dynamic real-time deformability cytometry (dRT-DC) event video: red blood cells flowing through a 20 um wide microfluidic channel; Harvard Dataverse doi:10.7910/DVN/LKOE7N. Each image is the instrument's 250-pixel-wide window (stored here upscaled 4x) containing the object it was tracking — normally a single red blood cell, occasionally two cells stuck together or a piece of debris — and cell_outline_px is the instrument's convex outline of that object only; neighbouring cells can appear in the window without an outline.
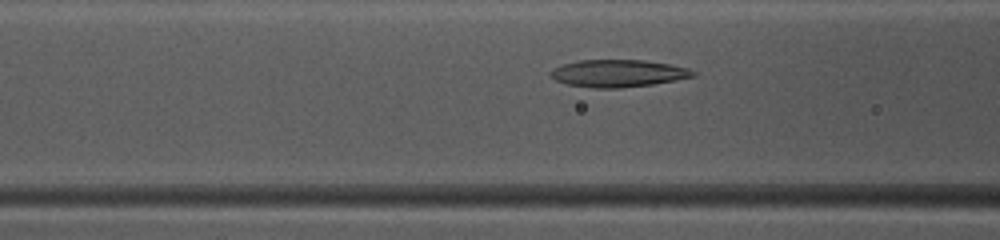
{"species": "common noctule bat (a hibernating species)", "species_latin": "Nyctalus noctula", "temperature_condition": "warm", "stored_images_in_passage": 42, "camera_frame_rate_fps": 3000, "um_per_image_px": 0.085, "animal": {"sex": "female", "body_mass_g": 10.0, "forearm_length_mm": 53.1}, "frame": {"image": 1, "passage_image": 20, "time_ms": 6.333, "image_size_px": [1000, 240], "cell_outline_px": [[696, 76], [652, 84], [620, 88], [592, 88], [568, 84], [556, 80], [548, 76], [552, 68], [576, 60], [644, 60], [668, 64], [688, 68], [696, 72]], "centroid_in_image_um": [52.5, 6.23], "position_along_channel_um": 114.1, "area_um2": 22.66}}
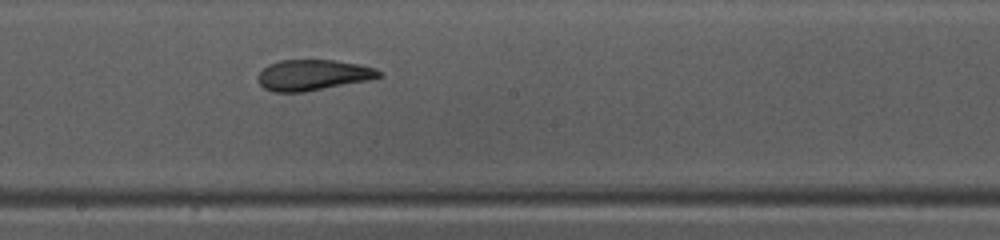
{"frame": {"image": 2, "passage_image": 28, "time_ms": 9.0, "image_size_px": [1000, 240], "cell_outline_px": [[384, 76], [368, 80], [304, 92], [272, 92], [264, 88], [256, 80], [256, 76], [268, 64], [280, 60], [336, 60], [360, 64], [376, 68], [384, 72]], "centroid_in_image_um": [26.61, 6.37], "position_along_channel_um": 221.6, "area_um2": 21.96}}
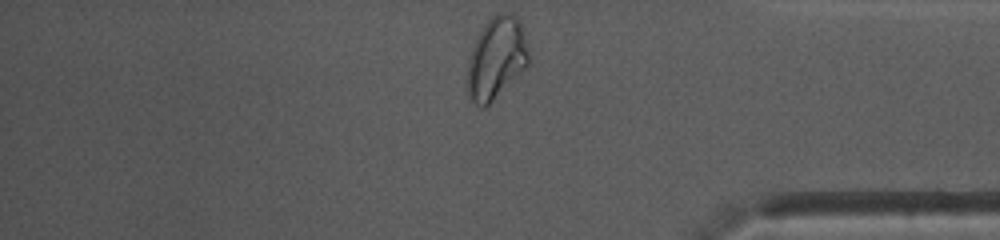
{"frame": {"image": 3, "passage_image": 42, "time_ms": 13.667, "image_size_px": [1000, 240], "cell_outline_px": [[528, 64], [484, 108], [476, 104], [472, 100], [468, 92], [468, 64], [472, 48], [476, 36], [484, 24], [492, 16], [500, 12], [508, 12], [516, 16], [520, 20], [528, 48]], "centroid_in_image_um": [42.18, 4.88], "position_along_channel_um": 393.0, "area_um2": 28.67}, "authors_computed_cell_mechanics": {"area_um2": 23.2934, "velocity_mm_per_s": 4.0136, "shape_relaxation_time_tau1_ms": null, "shape_relaxation_time_tau2_ms": 1.6285, "deformation_change_tau1": null, "deformation_change_tau2": 0.0945}}